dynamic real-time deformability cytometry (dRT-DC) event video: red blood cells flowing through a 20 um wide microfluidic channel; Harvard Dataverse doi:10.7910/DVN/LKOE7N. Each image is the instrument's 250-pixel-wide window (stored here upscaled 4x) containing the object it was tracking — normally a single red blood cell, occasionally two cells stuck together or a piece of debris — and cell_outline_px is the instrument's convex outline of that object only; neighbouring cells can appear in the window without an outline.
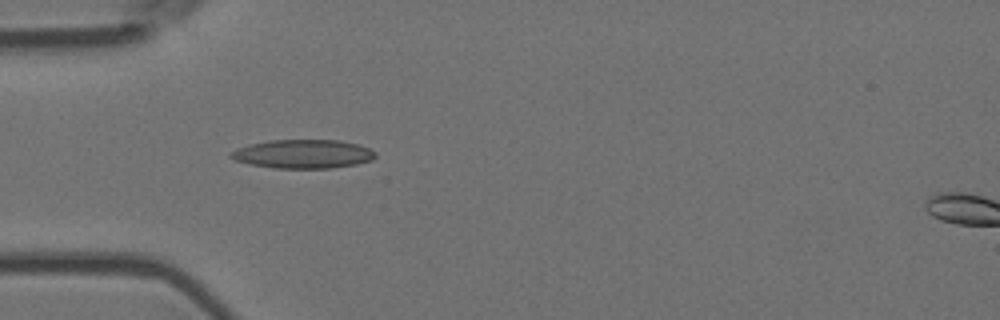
{"species": "Egyptian fruit bat (a non-hibernating species)", "species_latin": "Rousettus aegyptiacus", "temperature_condition": "room temperature", "stored_images_in_passage": 2, "camera_frame_rate_fps": 3000, "um_per_image_px": 0.085, "animal": {"sex": "female"}, "frame": {"image": 1, "passage_image": 1, "time_ms": 0.0, "image_size_px": [1000, 320], "cell_outline_px": [[376, 156], [372, 160], [356, 164], [332, 168], [276, 168], [252, 164], [236, 160], [228, 156], [232, 152], [240, 148], [252, 144], [272, 140], [340, 140], [360, 144], [376, 152]], "centroid_in_image_um": [25.84, 13.08], "position_along_channel_um": 59.2, "area_um2": 23.99}}